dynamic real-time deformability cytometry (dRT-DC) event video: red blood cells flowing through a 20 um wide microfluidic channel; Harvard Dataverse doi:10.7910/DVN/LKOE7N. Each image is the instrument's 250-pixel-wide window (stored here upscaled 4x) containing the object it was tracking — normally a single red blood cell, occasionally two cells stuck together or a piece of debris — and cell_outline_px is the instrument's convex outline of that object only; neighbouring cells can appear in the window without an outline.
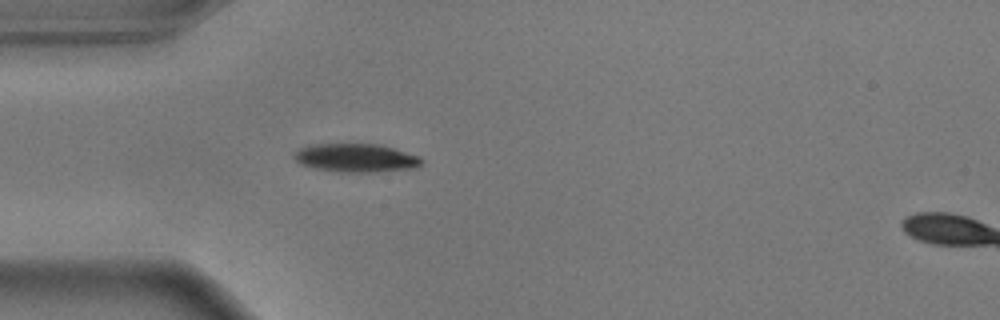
{"species": "common noctule bat (a hibernating species)", "species_latin": "Nyctalus noctula", "temperature_condition": "warm", "stored_images_in_passage": 40, "camera_frame_rate_fps": 3000, "um_per_image_px": 0.085, "animal": {"sex": "male", "body_mass_g": 17.9}, "frame": {"image": 1, "passage_image": 1, "time_ms": 0.0, "image_size_px": [1000, 320], "cell_outline_px": [[424, 160], [420, 164], [412, 168], [372, 172], [340, 172], [316, 168], [300, 164], [292, 156], [292, 152], [308, 144], [380, 144], [420, 156]], "centroid_in_image_um": [30.21, 13.41], "position_along_channel_um": 54.8, "area_um2": 21.15}}
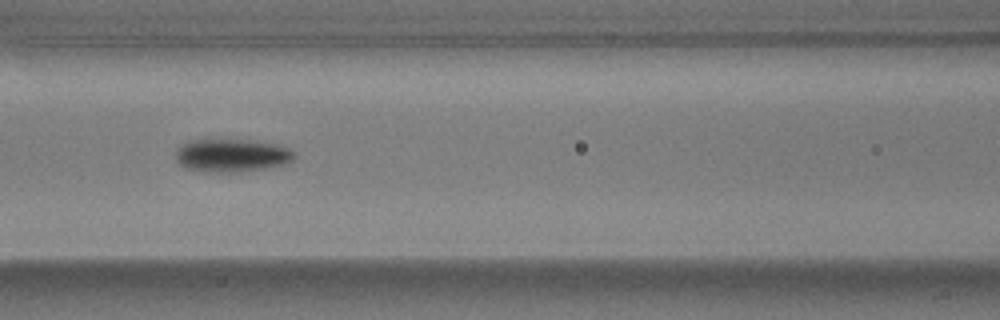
{"frame": {"image": 2, "passage_image": 9, "time_ms": 2.667, "image_size_px": [1000, 320], "cell_outline_px": [[296, 156], [292, 160], [280, 164], [264, 168], [236, 172], [204, 172], [188, 168], [180, 164], [176, 160], [176, 148], [188, 140], [208, 136], [252, 140], [276, 144], [288, 148], [296, 152]], "centroid_in_image_um": [19.62, 13.14], "position_along_channel_um": 147.0, "area_um2": 23.64}}
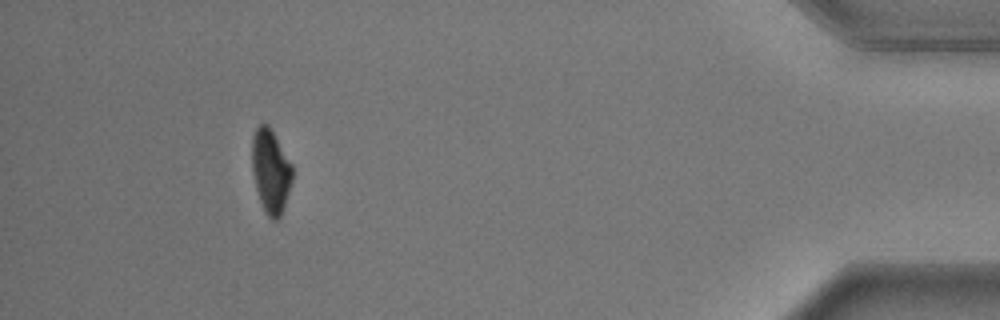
{"frame": {"image": 3, "passage_image": 36, "time_ms": 11.667, "image_size_px": [1000, 320], "cell_outline_px": [[292, 180], [284, 208], [280, 216], [276, 220], [272, 220], [264, 212], [256, 188], [252, 172], [252, 136], [256, 128], [260, 124], [268, 124], [292, 164]], "centroid_in_image_um": [23.0, 14.55], "position_along_channel_um": 412.2, "area_um2": 19.65}, "authors_computed_cell_mechanics": {"area_um2": 21.5016, "velocity_mm_per_s": 3.6414, "shape_relaxation_time_tau1_ms": 1.8981, "shape_relaxation_time_tau2_ms": 7.9977, "deformation_change_tau1": 0.1777, "deformation_change_tau2": 0.0814}}